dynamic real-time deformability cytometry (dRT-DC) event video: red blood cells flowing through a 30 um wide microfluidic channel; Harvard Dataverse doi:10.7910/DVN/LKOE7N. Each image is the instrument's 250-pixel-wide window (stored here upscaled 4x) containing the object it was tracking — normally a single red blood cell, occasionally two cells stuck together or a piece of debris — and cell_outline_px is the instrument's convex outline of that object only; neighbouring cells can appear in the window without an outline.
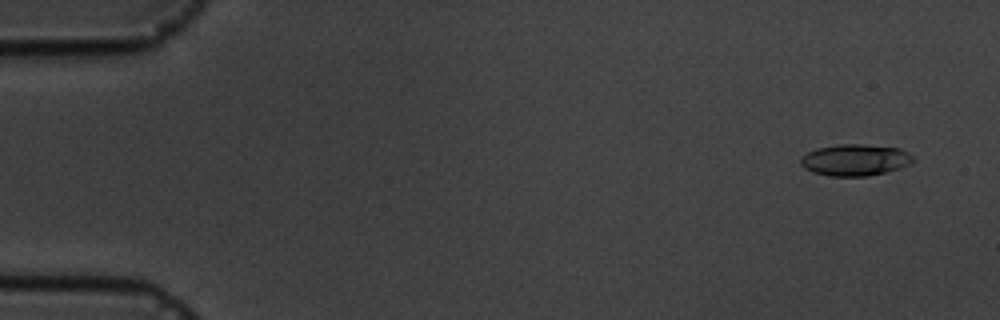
{"species": "common noctule bat (a hibernating species)", "species_latin": "Nyctalus noctula", "temperature_condition": "cold", "stored_images_in_passage": 9, "camera_frame_rate_fps": 3000, "um_per_image_px": 0.085, "animal": {"sex": "male", "body_mass_g": 19.5, "forearm_length_mm": 54.6}, "frame": {"image": 1, "passage_image": 2, "time_ms": 1.0, "image_size_px": [1000, 320], "cell_outline_px": [[916, 160], [900, 168], [868, 176], [828, 176], [812, 172], [804, 168], [800, 164], [800, 156], [816, 148], [836, 144], [864, 144], [900, 148], [908, 152]], "centroid_in_image_um": [72.65, 13.59], "position_along_channel_um": 12.3, "area_um2": 20.87}}
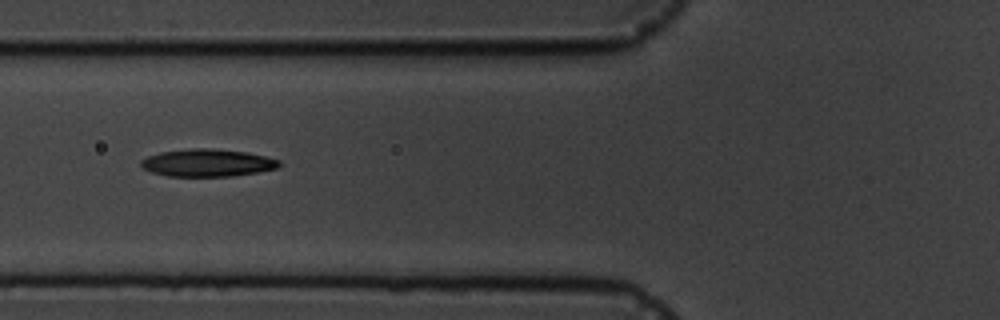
{"frame": {"image": 2, "passage_image": 7, "time_ms": 7.0, "image_size_px": [1000, 320], "cell_outline_px": [[280, 164], [276, 168], [256, 172], [232, 176], [168, 176], [152, 172], [144, 168], [140, 164], [140, 160], [148, 156], [160, 152], [192, 148], [212, 148], [248, 152], [280, 160]], "centroid_in_image_um": [17.61, 13.83], "position_along_channel_um": 108.2, "area_um2": 22.02}}
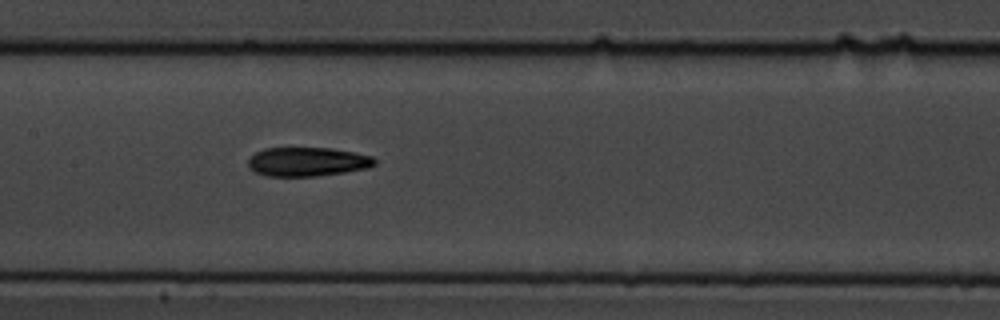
{"frame": {"image": 3, "passage_image": 9, "time_ms": 9.0, "image_size_px": [1000, 320], "cell_outline_px": [[376, 164], [368, 168], [344, 172], [316, 176], [268, 176], [256, 172], [248, 168], [248, 160], [256, 152], [264, 148], [332, 148], [356, 152], [372, 156], [376, 160]], "centroid_in_image_um": [26.15, 13.74], "position_along_channel_um": 181.3, "area_um2": 21.44}}